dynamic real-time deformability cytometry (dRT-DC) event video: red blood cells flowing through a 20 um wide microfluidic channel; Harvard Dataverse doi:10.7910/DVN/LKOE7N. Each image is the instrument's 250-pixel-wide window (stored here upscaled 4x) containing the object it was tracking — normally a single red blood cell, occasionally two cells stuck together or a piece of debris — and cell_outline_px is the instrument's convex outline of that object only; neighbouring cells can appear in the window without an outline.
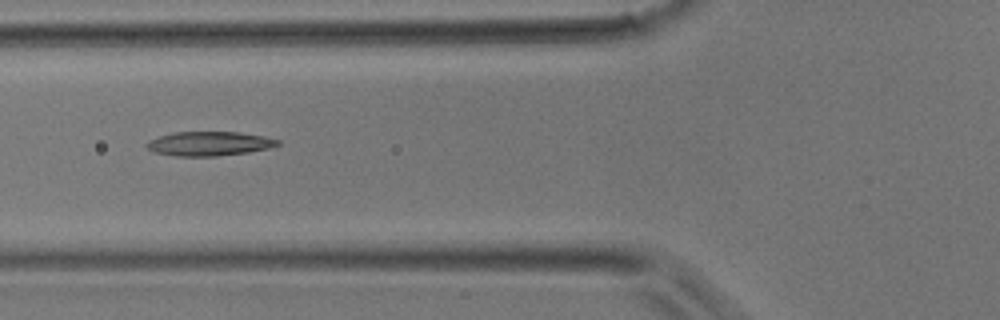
{"species": "common noctule bat (a hibernating species)", "species_latin": "Nyctalus noctula", "temperature_condition": "room temperature", "stored_images_in_passage": 35, "camera_frame_rate_fps": 3000, "um_per_image_px": 0.085, "animal": {"sex": "male", "body_mass_g": 17.9}, "frame": {"image": 1, "passage_image": 11, "time_ms": 3.333, "image_size_px": [1000, 320], "cell_outline_px": [[280, 144], [268, 148], [248, 152], [216, 156], [176, 156], [152, 152], [144, 144], [148, 140], [160, 136], [176, 132], [240, 132], [264, 136], [280, 140]], "centroid_in_image_um": [17.76, 12.21], "position_along_channel_um": 108.0, "area_um2": 18.5}}
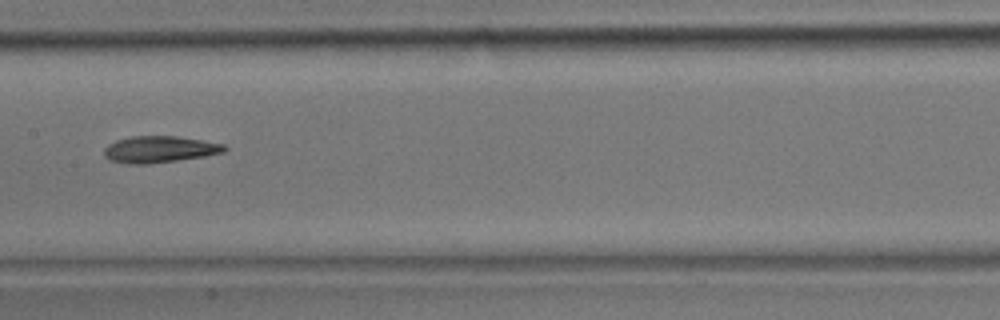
{"frame": {"image": 2, "passage_image": 16, "time_ms": 5.0, "image_size_px": [1000, 320], "cell_outline_px": [[228, 148], [224, 152], [204, 156], [148, 164], [132, 164], [108, 160], [104, 156], [104, 148], [108, 144], [116, 140], [132, 136], [176, 136], [224, 144]], "centroid_in_image_um": [13.53, 12.69], "position_along_channel_um": 193.9, "area_um2": 18.55}}
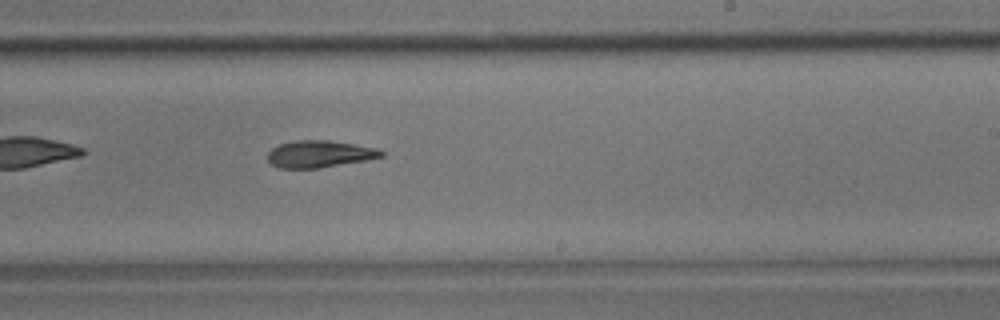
{"frame": {"image": 3, "passage_image": 20, "time_ms": 6.333, "image_size_px": [1000, 320], "cell_outline_px": [[384, 156], [368, 160], [320, 168], [280, 168], [272, 164], [268, 160], [268, 152], [272, 148], [280, 144], [296, 140], [328, 140], [376, 148], [384, 152]], "centroid_in_image_um": [27.16, 13.09], "position_along_channel_um": 261.8, "area_um2": 17.8}}